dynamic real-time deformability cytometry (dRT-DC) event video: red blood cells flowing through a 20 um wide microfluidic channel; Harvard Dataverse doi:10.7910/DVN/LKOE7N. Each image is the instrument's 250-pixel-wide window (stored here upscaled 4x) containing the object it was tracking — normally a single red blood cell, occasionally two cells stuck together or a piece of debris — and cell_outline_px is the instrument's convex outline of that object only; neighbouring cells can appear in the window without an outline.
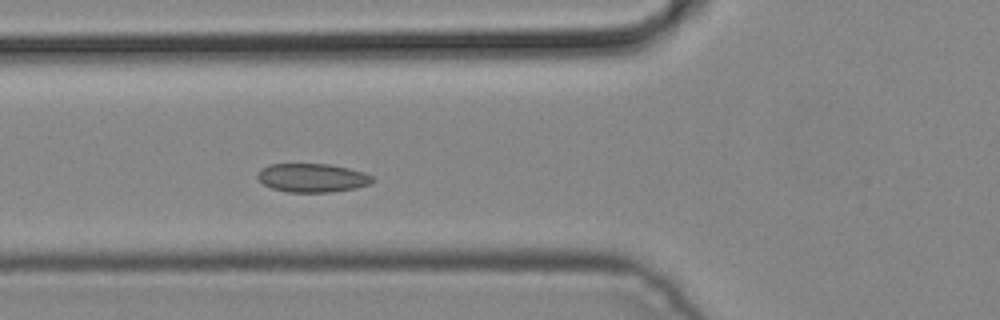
{"species": "common noctule bat (a hibernating species)", "species_latin": "Nyctalus noctula", "temperature_condition": "cold", "stored_images_in_passage": 5, "camera_frame_rate_fps": 3000, "um_per_image_px": 0.085, "animal": {"sex": "male", "body_mass_g": 19.2, "forearm_length_mm": 51.8}, "frame": {"image": 1, "passage_image": 5, "time_ms": 1.333, "image_size_px": [1000, 320], "cell_outline_px": [[376, 180], [368, 184], [356, 188], [328, 192], [288, 192], [272, 188], [264, 184], [256, 176], [260, 168], [268, 164], [328, 164], [348, 168], [364, 172], [372, 176]], "centroid_in_image_um": [26.53, 15.11], "position_along_channel_um": 99.3, "area_um2": 19.19}}